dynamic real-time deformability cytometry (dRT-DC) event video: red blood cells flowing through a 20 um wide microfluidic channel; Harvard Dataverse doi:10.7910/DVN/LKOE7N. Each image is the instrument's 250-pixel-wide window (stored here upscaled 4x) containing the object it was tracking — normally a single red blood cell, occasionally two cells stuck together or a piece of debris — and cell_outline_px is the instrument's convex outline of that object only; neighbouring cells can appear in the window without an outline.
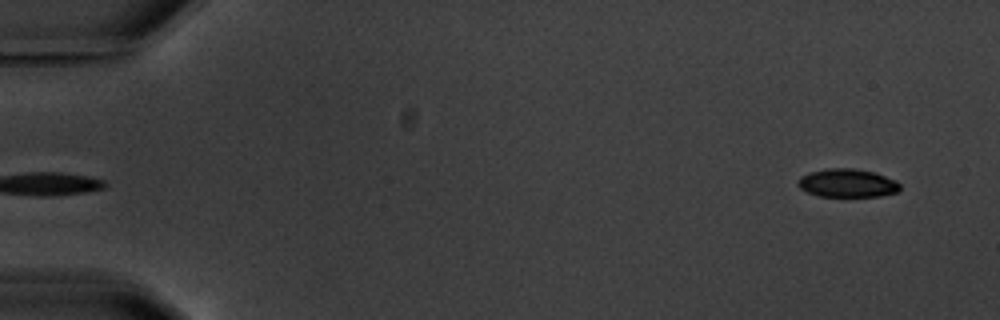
{"species": "common noctule bat (a hibernating species)", "species_latin": "Nyctalus noctula", "temperature_condition": "warm", "stored_images_in_passage": 6, "segment_of_instrument_passage": [2, 2], "camera_frame_rate_fps": 3000, "um_per_image_px": 0.085, "animal": {"sex": "male", "body_mass_g": 20.1, "forearm_length_mm": 53.5}, "frame": {"image": 1, "passage_image": 6, "time_ms": 6.333, "image_size_px": [1000, 320], "cell_outline_px": [[900, 188], [896, 192], [880, 196], [820, 196], [808, 192], [800, 188], [796, 184], [796, 180], [800, 176], [812, 172], [828, 168], [852, 168], [872, 172], [896, 180], [900, 184]], "centroid_in_image_um": [72.0, 15.56], "position_along_channel_um": 13.0, "area_um2": 16.7}}